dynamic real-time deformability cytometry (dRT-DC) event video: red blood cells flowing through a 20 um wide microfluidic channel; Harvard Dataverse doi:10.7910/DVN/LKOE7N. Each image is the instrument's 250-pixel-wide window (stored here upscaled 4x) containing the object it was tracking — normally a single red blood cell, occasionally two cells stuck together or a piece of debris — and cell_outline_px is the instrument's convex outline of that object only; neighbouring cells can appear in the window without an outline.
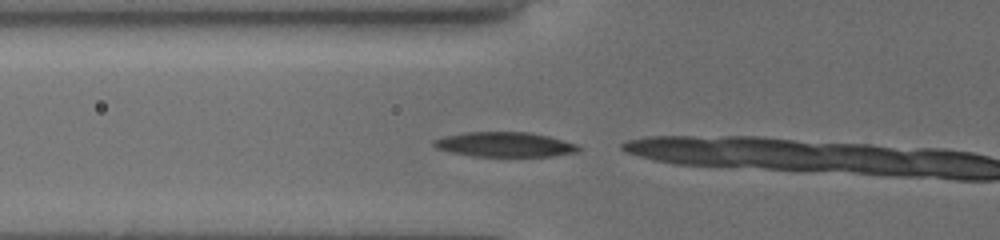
{"species": "common noctule bat (a hibernating species)", "species_latin": "Nyctalus noctula", "temperature_condition": "cold", "stored_images_in_passage": 9, "camera_frame_rate_fps": 3000, "um_per_image_px": 0.085, "animal": {"sex": "female", "body_mass_g": 19.5, "forearm_length_mm": 54.1}, "frame": {"image": 1, "passage_image": 8, "time_ms": 4.0, "image_size_px": [1000, 240], "cell_outline_px": [[580, 152], [552, 156], [472, 156], [448, 152], [436, 148], [432, 144], [432, 140], [444, 136], [464, 132], [528, 132], [548, 136], [576, 144], [580, 148]], "centroid_in_image_um": [42.86, 12.28], "position_along_channel_um": 82.9, "area_um2": 20.98}}